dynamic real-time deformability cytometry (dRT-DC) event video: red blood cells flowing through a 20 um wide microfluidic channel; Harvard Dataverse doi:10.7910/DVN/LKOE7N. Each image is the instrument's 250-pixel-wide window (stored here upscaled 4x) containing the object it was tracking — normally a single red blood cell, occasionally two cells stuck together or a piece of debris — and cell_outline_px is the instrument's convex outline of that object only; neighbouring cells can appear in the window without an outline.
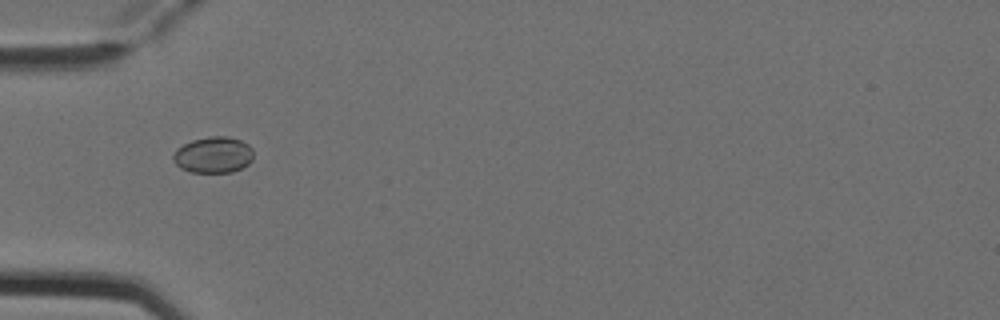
{"species": "Egyptian fruit bat (a non-hibernating species)", "species_latin": "Rousettus aegyptiacus", "temperature_condition": "cold", "stored_images_in_passage": 6, "camera_frame_rate_fps": 3000, "um_per_image_px": 0.085, "animal": {"sex": "female"}, "frame": {"image": 1, "passage_image": 4, "time_ms": 1.0, "image_size_px": [1000, 320], "cell_outline_px": [[252, 160], [248, 164], [232, 172], [192, 172], [180, 168], [172, 160], [172, 156], [176, 148], [192, 140], [208, 136], [228, 136], [240, 140], [248, 144], [252, 148]], "centroid_in_image_um": [18.11, 13.15], "position_along_channel_um": 66.9, "area_um2": 16.99}}
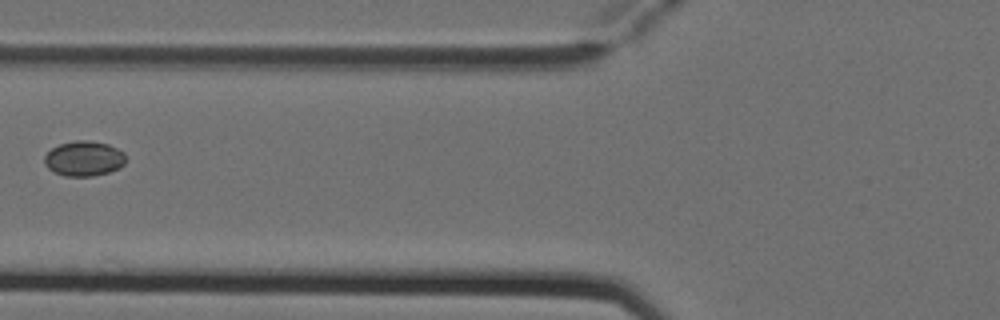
{"frame": {"image": 2, "passage_image": 5, "time_ms": 1.333, "image_size_px": [1000, 320], "cell_outline_px": [[124, 164], [120, 168], [108, 172], [92, 176], [64, 176], [52, 172], [44, 164], [44, 156], [52, 148], [60, 144], [76, 140], [88, 140], [108, 144], [124, 152]], "centroid_in_image_um": [7.11, 13.48], "position_along_channel_um": 118.7, "area_um2": 16.65}}
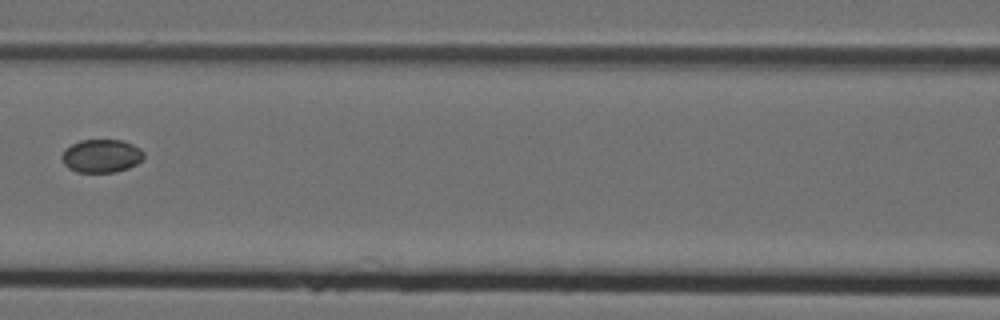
{"frame": {"image": 3, "passage_image": 6, "time_ms": 1.667, "image_size_px": [1000, 320], "cell_outline_px": [[144, 156], [136, 164], [128, 168], [116, 172], [76, 172], [68, 168], [64, 164], [60, 156], [64, 148], [80, 140], [124, 140], [140, 148], [144, 152]], "centroid_in_image_um": [8.59, 13.25], "position_along_channel_um": 158.0, "area_um2": 16.01}}